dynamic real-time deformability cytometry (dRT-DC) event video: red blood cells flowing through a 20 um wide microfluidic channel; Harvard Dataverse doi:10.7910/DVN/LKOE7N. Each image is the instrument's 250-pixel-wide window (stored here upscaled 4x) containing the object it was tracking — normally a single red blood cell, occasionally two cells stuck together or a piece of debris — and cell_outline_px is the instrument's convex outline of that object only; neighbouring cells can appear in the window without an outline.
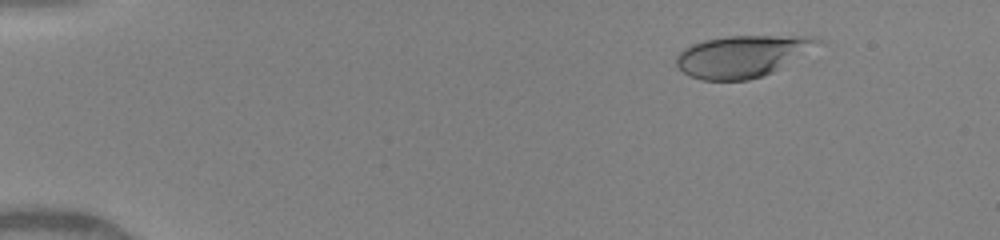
{"species": "human", "species_latin": "Homo sapiens", "temperature_condition": "warm", "stored_images_in_passage": 38, "camera_frame_rate_fps": 3000, "um_per_image_px": 0.085, "donor": {"sex": "female"}, "frame": {"image": 1, "passage_image": 4, "time_ms": 2.0, "image_size_px": [1000, 240], "cell_outline_px": [[824, 40], [772, 72], [764, 76], [748, 80], [704, 80], [688, 76], [676, 64], [676, 56], [684, 48], [692, 44], [704, 40], [728, 36], [816, 36]], "centroid_in_image_um": [63.03, 4.77], "position_along_channel_um": 22.0, "area_um2": 33.87}}
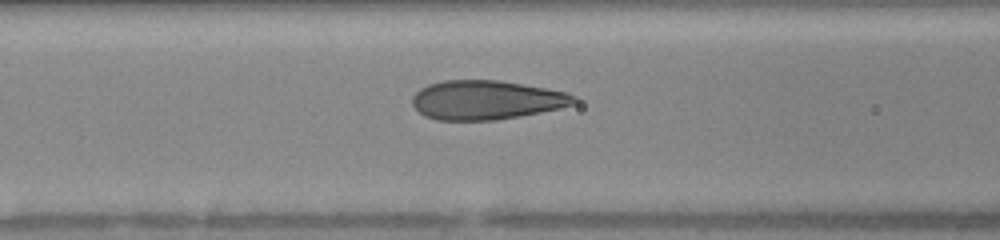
{"frame": {"image": 2, "passage_image": 18, "time_ms": 7.0, "image_size_px": [1000, 240], "cell_outline_px": [[580, 100], [576, 104], [560, 108], [520, 116], [496, 120], [436, 120], [424, 116], [412, 104], [412, 96], [420, 88], [428, 84], [444, 80], [500, 80], [548, 88], [568, 92], [576, 96]], "centroid_in_image_um": [41.38, 8.49], "position_along_channel_um": 125.2, "area_um2": 37.28}}
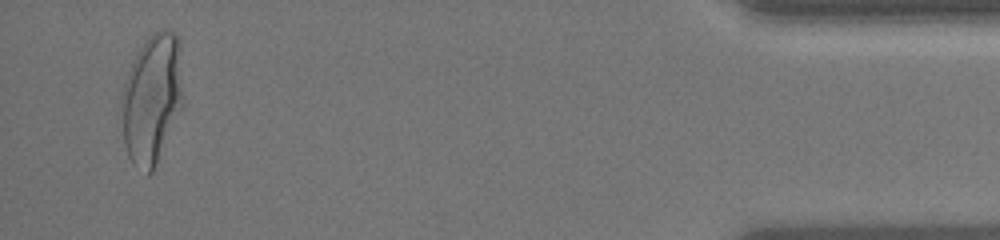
{"frame": {"image": 3, "passage_image": 37, "time_ms": 15.667, "image_size_px": [1000, 240], "cell_outline_px": [[184, 104], [152, 172], [148, 176], [136, 168], [132, 164], [128, 156], [124, 144], [120, 100], [120, 96], [124, 80], [140, 48], [148, 36], [152, 32], [164, 28], [172, 32], [180, 40]], "centroid_in_image_um": [12.92, 8.4], "position_along_channel_um": 422.3, "area_um2": 47.28}, "authors_computed_cell_mechanics": {"area_um2": 37.2232, "velocity_mm_per_s": 4.1979, "shape_relaxation_time_tau1_ms": 3.7641, "shape_relaxation_time_tau2_ms": null, "deformation_change_tau1": 0.1974, "deformation_change_tau2": null}}